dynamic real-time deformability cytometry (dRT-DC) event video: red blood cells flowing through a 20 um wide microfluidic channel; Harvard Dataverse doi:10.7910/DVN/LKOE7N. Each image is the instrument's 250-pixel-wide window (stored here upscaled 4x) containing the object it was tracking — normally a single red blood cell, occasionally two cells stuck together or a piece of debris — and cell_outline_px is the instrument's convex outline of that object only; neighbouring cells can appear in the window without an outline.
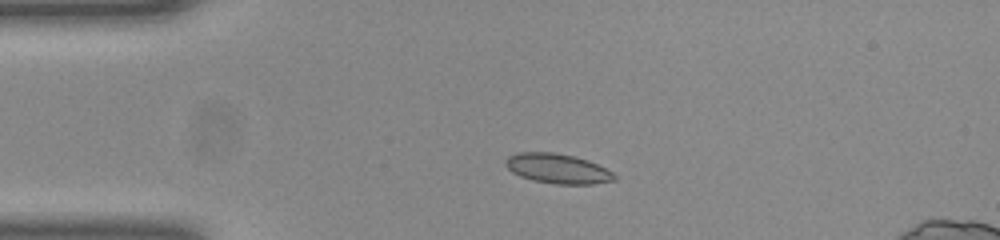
{"species": "common noctule bat (a hibernating species)", "species_latin": "Nyctalus noctula", "temperature_condition": "room temperature", "stored_images_in_passage": 41, "camera_frame_rate_fps": 3000, "um_per_image_px": 0.085, "animal": {"sex": "female", "body_mass_g": 23.0, "forearm_length_mm": 53.4}, "frame": {"image": 1, "passage_image": 1, "time_ms": 0.0, "image_size_px": [1000, 240], "cell_outline_px": [[616, 180], [592, 184], [556, 184], [536, 180], [520, 176], [512, 172], [504, 164], [504, 160], [508, 156], [520, 152], [552, 152], [576, 156], [588, 160], [612, 172], [616, 176]], "centroid_in_image_um": [47.39, 14.32], "position_along_channel_um": 37.6, "area_um2": 18.79}}
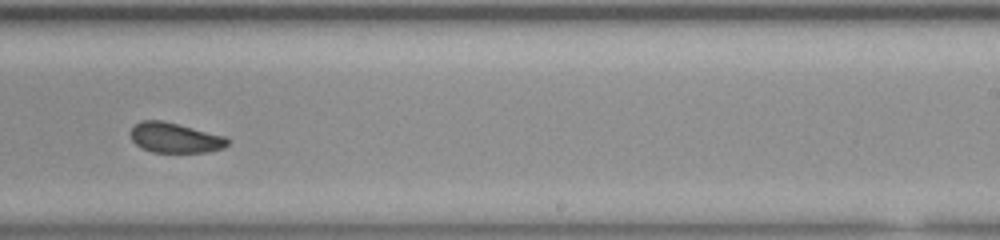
{"frame": {"image": 2, "passage_image": 21, "time_ms": 6.667, "image_size_px": [1000, 240], "cell_outline_px": [[228, 144], [224, 148], [208, 152], [152, 152], [136, 144], [132, 140], [132, 128], [140, 120], [160, 120], [224, 136], [228, 140]], "centroid_in_image_um": [14.87, 11.72], "position_along_channel_um": 274.1, "area_um2": 16.59}}
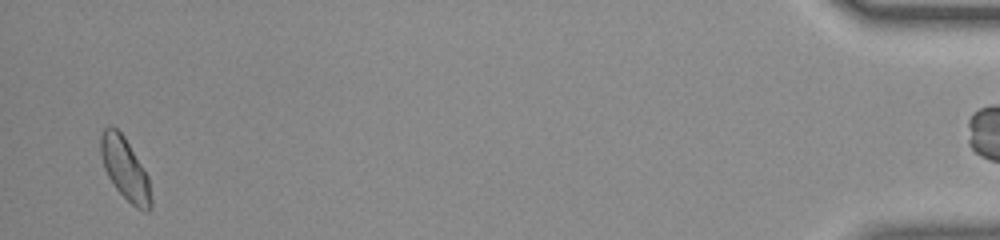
{"frame": {"image": 3, "passage_image": 39, "time_ms": 12.667, "image_size_px": [1000, 240], "cell_outline_px": [[152, 208], [148, 212], [144, 212], [136, 208], [116, 188], [108, 176], [104, 168], [100, 152], [100, 136], [104, 128], [112, 124], [124, 136], [148, 176], [152, 200]], "centroid_in_image_um": [10.63, 14.35], "position_along_channel_um": 424.6, "area_um2": 18.21}, "authors_computed_cell_mechanics": {"area_um2": 17.8024, "velocity_mm_per_s": 4.0136, "shape_relaxation_time_tau1_ms": 2.2929, "shape_relaxation_time_tau2_ms": 1.8969, "deformation_change_tau1": 0.0983, "deformation_change_tau2": 0.0741}}